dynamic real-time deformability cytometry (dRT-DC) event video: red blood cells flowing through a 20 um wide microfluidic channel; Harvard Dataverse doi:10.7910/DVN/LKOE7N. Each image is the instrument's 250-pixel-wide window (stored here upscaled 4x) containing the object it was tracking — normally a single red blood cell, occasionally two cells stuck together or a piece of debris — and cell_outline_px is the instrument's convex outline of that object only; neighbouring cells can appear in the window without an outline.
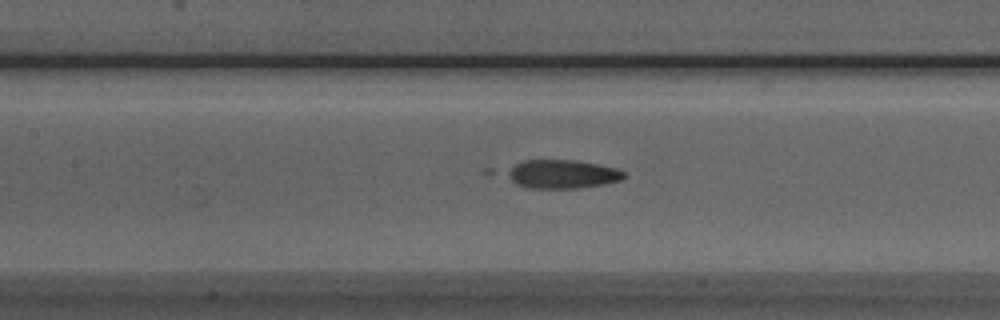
{"species": "Egyptian fruit bat (a non-hibernating species)", "species_latin": "Rousettus aegyptiacus", "temperature_condition": "room temperature", "stored_images_in_passage": 36, "camera_frame_rate_fps": 3000, "um_per_image_px": 0.085, "animal": {"sex": "male"}, "frame": {"image": 1, "passage_image": 9, "time_ms": 2.667, "image_size_px": [1000, 320], "cell_outline_px": [[624, 176], [620, 180], [604, 184], [576, 188], [528, 188], [516, 184], [500, 172], [524, 160], [576, 160], [616, 168], [624, 172]], "centroid_in_image_um": [47.69, 14.8], "position_along_channel_um": 159.7, "area_um2": 19.59}}
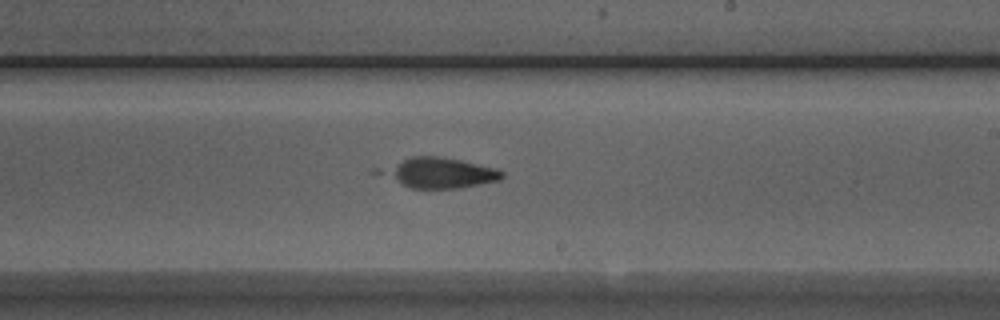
{"frame": {"image": 2, "passage_image": 16, "time_ms": 5.0, "image_size_px": [1000, 320], "cell_outline_px": [[504, 176], [500, 180], [460, 188], [412, 188], [404, 184], [388, 172], [392, 168], [404, 160], [412, 156], [440, 156], [460, 160], [496, 168], [504, 172]], "centroid_in_image_um": [37.67, 14.69], "position_along_channel_um": 251.3, "area_um2": 19.71}}
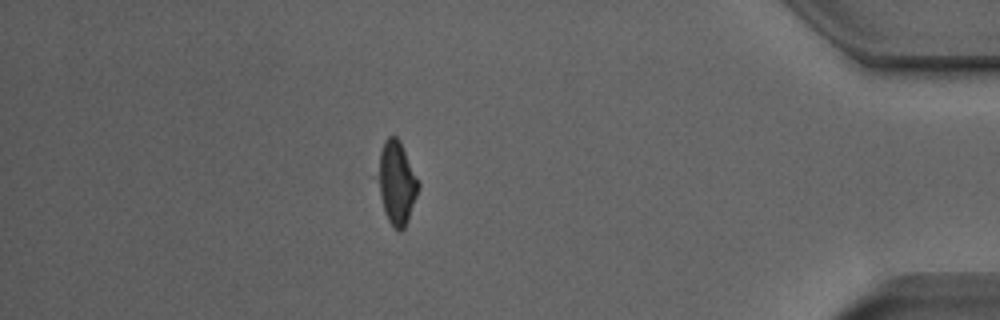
{"frame": {"image": 3, "passage_image": 31, "time_ms": 10.0, "image_size_px": [1000, 320], "cell_outline_px": [[420, 184], [408, 220], [404, 228], [400, 232], [396, 232], [388, 220], [384, 212], [380, 196], [380, 152], [384, 140], [388, 136], [396, 136], [400, 140]], "centroid_in_image_um": [33.74, 15.56], "position_along_channel_um": 401.5, "area_um2": 19.07}}